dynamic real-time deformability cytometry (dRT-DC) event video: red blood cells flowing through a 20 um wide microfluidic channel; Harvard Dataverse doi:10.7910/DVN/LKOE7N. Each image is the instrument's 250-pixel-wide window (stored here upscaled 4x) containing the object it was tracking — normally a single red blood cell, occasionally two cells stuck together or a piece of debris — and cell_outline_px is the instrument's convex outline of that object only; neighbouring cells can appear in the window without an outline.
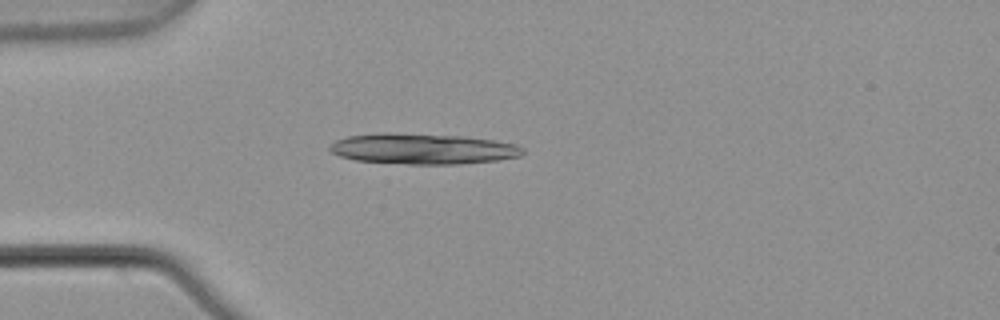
{"species": "common noctule bat (a hibernating species)", "species_latin": "Nyctalus noctula", "temperature_condition": "warm", "stored_images_in_passage": 1, "camera_frame_rate_fps": 3000, "um_per_image_px": 0.085, "animal": {"sex": "male", "body_mass_g": 21.5, "forearm_length_mm": 52.0}, "frame": {"image": 1, "passage_image": 1, "time_ms": 0.0, "image_size_px": [1000, 320], "cell_outline_px": [[524, 152], [520, 156], [500, 160], [460, 164], [408, 164], [356, 160], [340, 156], [332, 152], [328, 148], [336, 140], [348, 136], [380, 132], [392, 132], [464, 136], [492, 140], [516, 144], [524, 148]], "centroid_in_image_um": [35.96, 12.64], "position_along_channel_um": 49.0, "area_um2": 34.68}}